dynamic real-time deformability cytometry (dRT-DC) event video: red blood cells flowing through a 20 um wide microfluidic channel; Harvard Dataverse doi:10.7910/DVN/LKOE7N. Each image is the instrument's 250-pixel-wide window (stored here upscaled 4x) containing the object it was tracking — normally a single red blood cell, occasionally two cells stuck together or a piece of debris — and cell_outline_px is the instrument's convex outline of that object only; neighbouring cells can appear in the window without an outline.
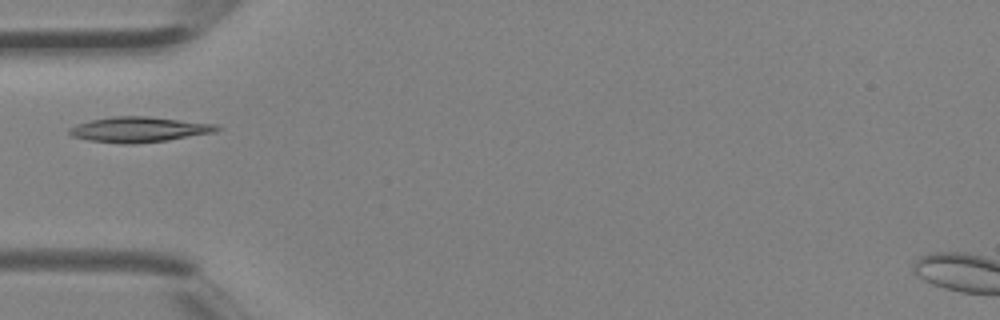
{"species": "Egyptian fruit bat (a non-hibernating species)", "species_latin": "Rousettus aegyptiacus", "temperature_condition": "room temperature", "stored_images_in_passage": 4, "camera_frame_rate_fps": 3000, "um_per_image_px": 0.085, "animal": {"sex": "female"}, "frame": {"image": 1, "passage_image": 4, "time_ms": 1.0, "image_size_px": [1000, 320], "cell_outline_px": [[220, 128], [216, 132], [168, 140], [136, 144], [120, 144], [88, 140], [72, 136], [68, 132], [68, 128], [76, 124], [92, 120], [112, 116], [148, 116], [216, 124]], "centroid_in_image_um": [11.8, 11.01], "position_along_channel_um": 73.2, "area_um2": 21.85}}